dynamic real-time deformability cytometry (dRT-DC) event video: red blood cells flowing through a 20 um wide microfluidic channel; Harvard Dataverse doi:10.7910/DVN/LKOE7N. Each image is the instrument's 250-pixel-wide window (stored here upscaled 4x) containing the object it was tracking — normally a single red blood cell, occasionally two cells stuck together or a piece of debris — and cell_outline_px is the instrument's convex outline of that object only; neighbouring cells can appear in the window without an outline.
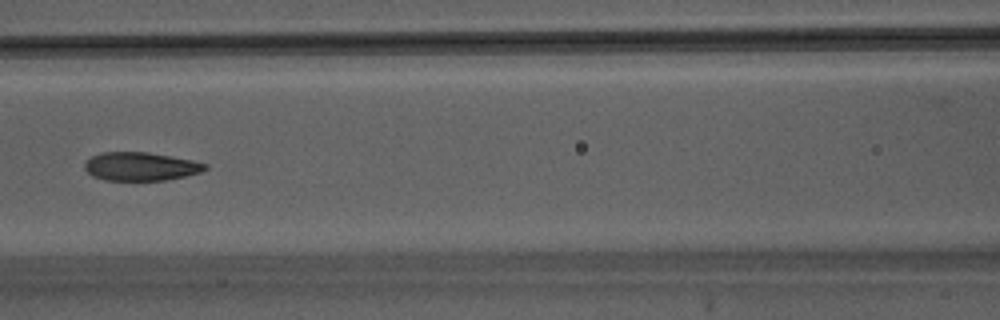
{"species": "Egyptian fruit bat (a non-hibernating species)", "species_latin": "Rousettus aegyptiacus", "temperature_condition": "warm", "stored_images_in_passage": 45, "camera_frame_rate_fps": 3000, "um_per_image_px": 0.085, "animal": {"sex": "male"}, "frame": {"image": 1, "passage_image": 20, "time_ms": 6.333, "image_size_px": [1000, 320], "cell_outline_px": [[208, 168], [200, 172], [184, 176], [164, 180], [104, 180], [92, 176], [84, 168], [84, 164], [92, 156], [100, 152], [148, 152], [192, 160], [208, 164]], "centroid_in_image_um": [11.94, 14.14], "position_along_channel_um": 154.7, "area_um2": 19.88}}
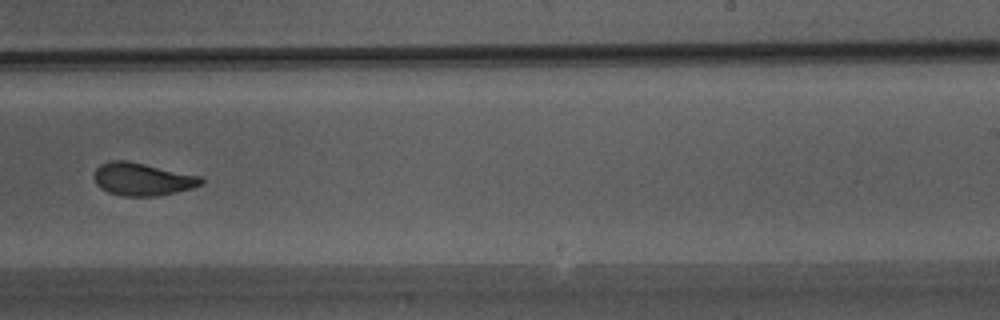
{"frame": {"image": 2, "passage_image": 28, "time_ms": 9.0, "image_size_px": [1000, 320], "cell_outline_px": [[204, 180], [200, 184], [192, 188], [176, 192], [156, 196], [124, 196], [108, 192], [100, 188], [96, 184], [92, 176], [96, 168], [100, 164], [112, 160], [128, 160], [200, 176]], "centroid_in_image_um": [12.05, 15.22], "position_along_channel_um": 277.0, "area_um2": 20.46}}
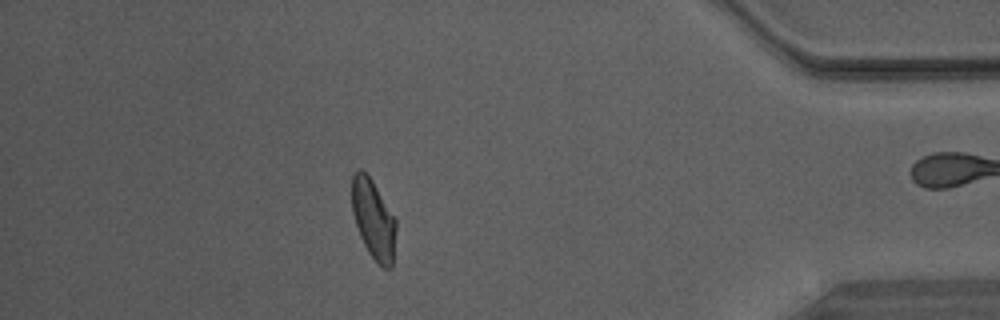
{"frame": {"image": 3, "passage_image": 39, "time_ms": 12.667, "image_size_px": [1000, 320], "cell_outline_px": [[396, 228], [392, 268], [384, 268], [368, 252], [360, 236], [352, 212], [352, 176], [360, 168], [372, 180], [396, 220]], "centroid_in_image_um": [31.74, 18.65], "position_along_channel_um": 403.5, "area_um2": 20.06}}